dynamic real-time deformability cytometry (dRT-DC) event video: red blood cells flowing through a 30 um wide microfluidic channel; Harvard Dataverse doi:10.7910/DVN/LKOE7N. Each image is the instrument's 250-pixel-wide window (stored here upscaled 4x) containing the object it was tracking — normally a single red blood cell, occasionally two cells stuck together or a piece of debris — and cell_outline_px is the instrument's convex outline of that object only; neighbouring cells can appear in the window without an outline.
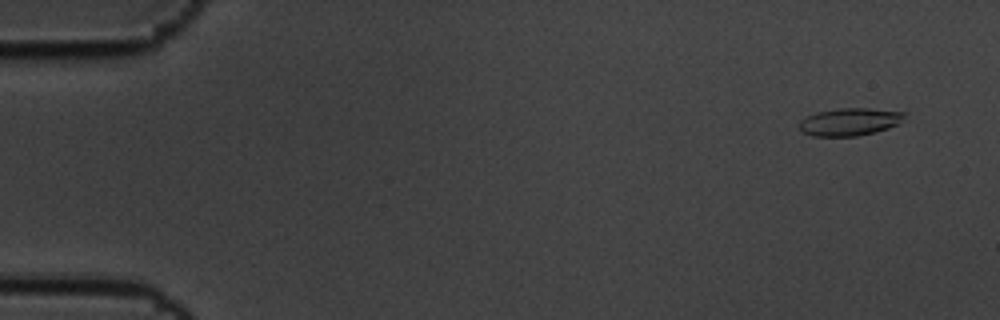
{"species": "common noctule bat (a hibernating species)", "species_latin": "Nyctalus noctula", "temperature_condition": "cold", "stored_images_in_passage": 59, "camera_frame_rate_fps": 3000, "um_per_image_px": 0.085, "animal": {"sex": "male", "body_mass_g": 19.5, "forearm_length_mm": 54.6}, "frame": {"image": 1, "passage_image": 4, "time_ms": 1.0, "image_size_px": [1000, 320], "cell_outline_px": [[904, 116], [896, 124], [888, 128], [876, 132], [856, 136], [812, 136], [800, 132], [796, 124], [800, 120], [816, 112], [840, 108], [868, 108], [904, 112]], "centroid_in_image_um": [72.12, 10.36], "position_along_channel_um": 12.9, "area_um2": 16.94}}
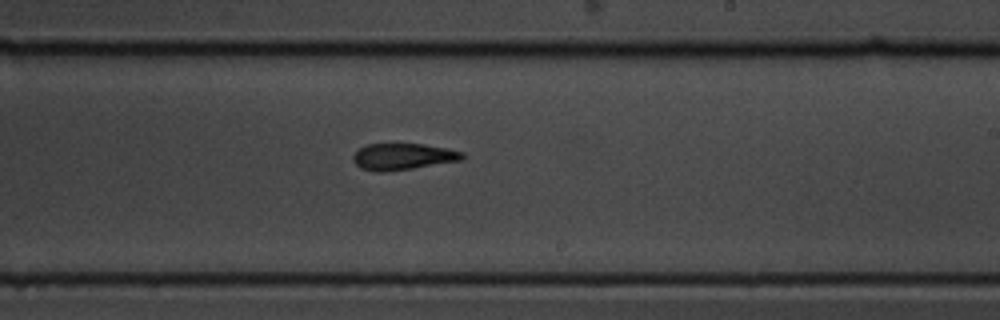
{"frame": {"image": 2, "passage_image": 36, "time_ms": 11.667, "image_size_px": [1000, 320], "cell_outline_px": [[464, 156], [460, 160], [412, 168], [384, 172], [372, 172], [360, 168], [352, 160], [352, 156], [364, 144], [424, 144], [448, 148], [464, 152]], "centroid_in_image_um": [34.2, 13.31], "position_along_channel_um": 254.8, "area_um2": 16.88}}
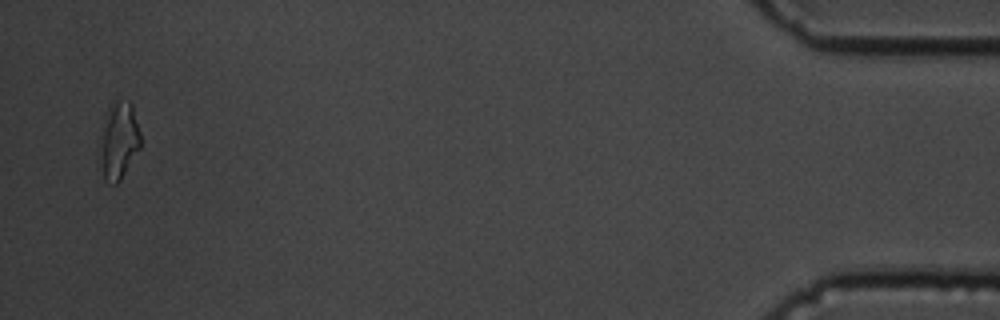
{"frame": {"image": 3, "passage_image": 58, "time_ms": 19.0, "image_size_px": [1000, 320], "cell_outline_px": [[140, 148], [120, 180], [116, 184], [112, 184], [104, 180], [96, 148], [112, 104], [116, 100], [128, 100], [132, 104], [140, 132]], "centroid_in_image_um": [10.07, 12.01], "position_along_channel_um": 425.1, "area_um2": 18.32}, "authors_computed_cell_mechanics": {"area_um2": 17.051, "velocity_mm_per_s": 3.4204, "shape_relaxation_time_tau1_ms": 4.4542, "shape_relaxation_time_tau2_ms": 1.7984, "deformation_change_tau1": 0.1869, "deformation_change_tau2": 0.1139}}